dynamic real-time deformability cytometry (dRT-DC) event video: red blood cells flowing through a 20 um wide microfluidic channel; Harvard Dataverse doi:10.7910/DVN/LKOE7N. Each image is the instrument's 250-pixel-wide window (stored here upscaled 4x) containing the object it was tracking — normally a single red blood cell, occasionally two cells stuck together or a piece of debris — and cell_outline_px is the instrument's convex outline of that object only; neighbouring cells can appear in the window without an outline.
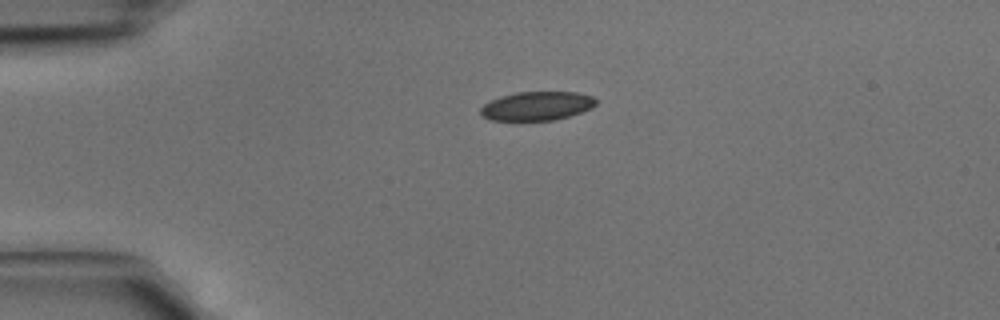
{"species": "common noctule bat (a hibernating species)", "species_latin": "Nyctalus noctula", "temperature_condition": "cold", "stored_images_in_passage": 3, "camera_frame_rate_fps": 3000, "um_per_image_px": 0.085, "animal": {"sex": "male", "body_mass_g": 15.6}, "frame": {"image": 1, "passage_image": 1, "time_ms": 0.0, "image_size_px": [1000, 320], "cell_outline_px": [[596, 104], [592, 108], [568, 116], [552, 120], [488, 120], [480, 116], [480, 108], [484, 104], [500, 96], [516, 92], [576, 92], [592, 96], [596, 100]], "centroid_in_image_um": [45.6, 9.01], "position_along_channel_um": 39.4, "area_um2": 19.36}}